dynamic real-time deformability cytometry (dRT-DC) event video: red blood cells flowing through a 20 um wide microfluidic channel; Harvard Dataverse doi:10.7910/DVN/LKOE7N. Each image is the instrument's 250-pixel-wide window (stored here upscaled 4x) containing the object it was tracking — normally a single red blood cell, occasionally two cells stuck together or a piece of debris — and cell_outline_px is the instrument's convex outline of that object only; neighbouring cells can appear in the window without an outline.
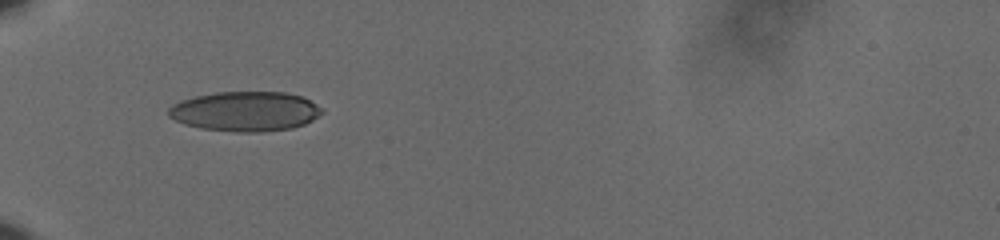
{"species": "human", "species_latin": "Homo sapiens", "temperature_condition": "cold", "stored_images_in_passage": 38, "camera_frame_rate_fps": 3000, "um_per_image_px": 0.085, "donor": {"sex": "male"}, "frame": {"image": 1, "passage_image": 1, "time_ms": 0.0, "image_size_px": [1000, 240], "cell_outline_px": [[324, 112], [312, 120], [304, 124], [292, 128], [264, 132], [232, 132], [200, 128], [184, 124], [168, 116], [168, 108], [172, 104], [180, 100], [196, 96], [216, 92], [284, 92], [300, 96], [324, 108]], "centroid_in_image_um": [20.84, 9.47], "position_along_channel_um": 64.2, "area_um2": 35.72}}
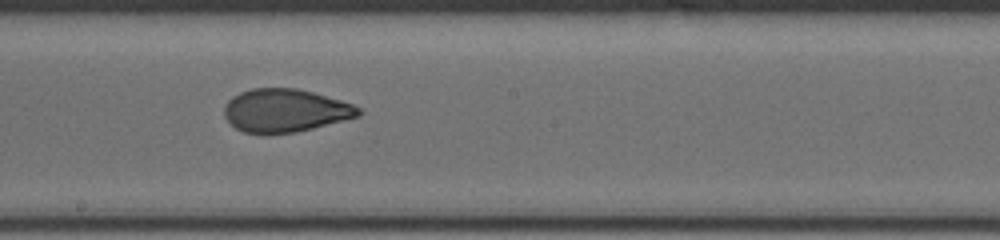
{"frame": {"image": 2, "passage_image": 15, "time_ms": 4.667, "image_size_px": [1000, 240], "cell_outline_px": [[364, 112], [360, 116], [296, 132], [264, 136], [244, 132], [236, 128], [224, 116], [224, 104], [232, 96], [240, 92], [252, 88], [296, 88], [312, 92], [340, 100], [352, 104], [360, 108]], "centroid_in_image_um": [24.21, 9.41], "position_along_channel_um": 224.0, "area_um2": 34.1}}
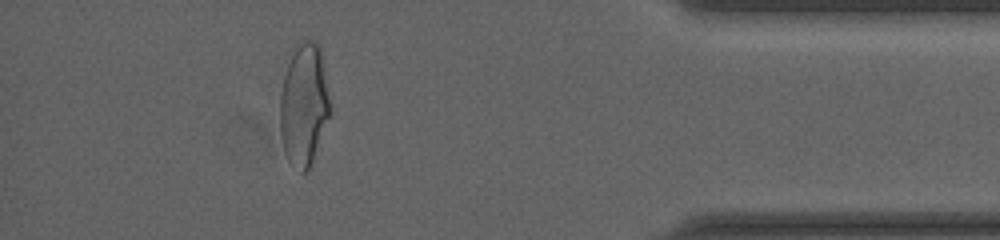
{"frame": {"image": 3, "passage_image": 33, "time_ms": 10.667, "image_size_px": [1000, 240], "cell_outline_px": [[332, 112], [312, 160], [308, 168], [304, 172], [300, 172], [288, 160], [284, 152], [280, 132], [280, 96], [284, 76], [288, 64], [300, 40], [308, 40], [320, 44]], "centroid_in_image_um": [25.85, 8.9], "position_along_channel_um": 409.4, "area_um2": 35.55}, "authors_computed_cell_mechanics": {"area_um2": 34.7378, "velocity_mm_per_s": 3.6477, "shape_relaxation_time_tau1_ms": 6.1795, "shape_relaxation_time_tau2_ms": 1.0679, "deformation_change_tau1": 0.1558, "deformation_change_tau2": 0.0637}}